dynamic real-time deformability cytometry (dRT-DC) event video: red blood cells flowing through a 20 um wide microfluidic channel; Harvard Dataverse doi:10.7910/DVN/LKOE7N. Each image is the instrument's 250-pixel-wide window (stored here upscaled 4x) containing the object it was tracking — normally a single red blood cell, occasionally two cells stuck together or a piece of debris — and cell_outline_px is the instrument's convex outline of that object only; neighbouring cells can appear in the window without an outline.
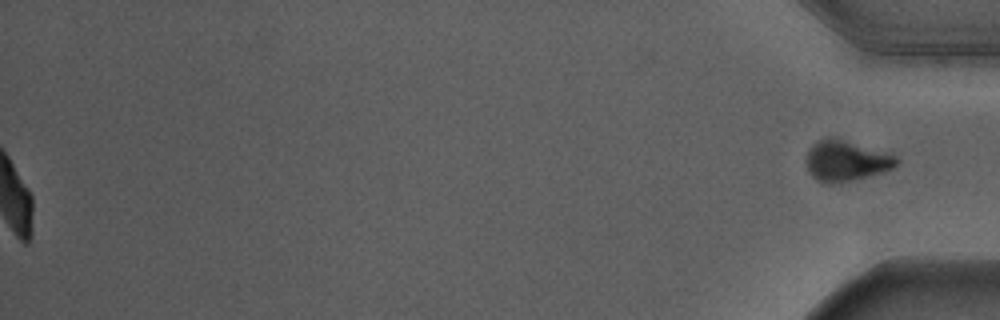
{"species": "Egyptian fruit bat (a non-hibernating species)", "species_latin": "Rousettus aegyptiacus", "temperature_condition": "warm", "stored_images_in_passage": 57, "segment_of_instrument_passage": [2, 2], "camera_frame_rate_fps": 3000, "um_per_image_px": 0.085, "animal": {"sex": "male"}, "frame": {"image": 1, "passage_image": 57, "time_ms": 18.667, "image_size_px": [1000, 320], "cell_outline_px": [[900, 160], [892, 168], [868, 176], [852, 180], [824, 184], [816, 180], [812, 176], [808, 168], [808, 148], [824, 136], [836, 136], [896, 156]], "centroid_in_image_um": [71.89, 13.63], "position_along_channel_um": 363.3, "area_um2": 21.27}}